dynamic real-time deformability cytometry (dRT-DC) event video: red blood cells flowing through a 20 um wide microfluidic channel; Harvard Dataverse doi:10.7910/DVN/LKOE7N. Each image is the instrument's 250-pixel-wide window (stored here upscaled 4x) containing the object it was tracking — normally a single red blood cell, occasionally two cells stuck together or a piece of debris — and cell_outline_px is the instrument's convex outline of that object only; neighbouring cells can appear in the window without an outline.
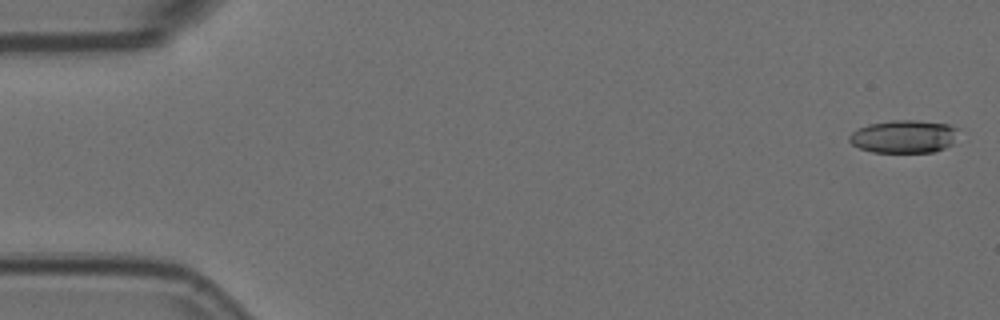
{"species": "Egyptian fruit bat (a non-hibernating species)", "species_latin": "Rousettus aegyptiacus", "temperature_condition": "room temperature", "stored_images_in_passage": 9, "camera_frame_rate_fps": 3000, "um_per_image_px": 0.085, "animal": {"sex": "female"}, "frame": {"image": 1, "passage_image": 1, "time_ms": 0.0, "image_size_px": [1000, 320], "cell_outline_px": [[956, 128], [952, 144], [944, 148], [932, 152], [872, 152], [860, 148], [852, 144], [848, 140], [848, 136], [856, 128], [868, 124], [892, 120], [916, 120], [948, 124]], "centroid_in_image_um": [76.76, 11.6], "position_along_channel_um": 8.2, "area_um2": 20.81}}
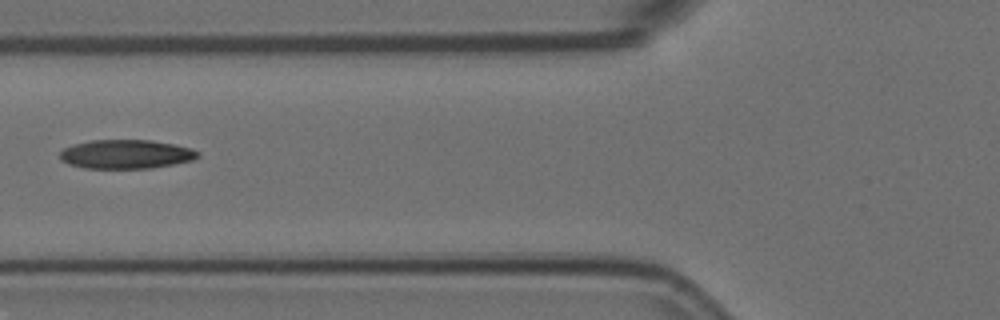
{"frame": {"image": 2, "passage_image": 6, "time_ms": 1.667, "image_size_px": [1000, 320], "cell_outline_px": [[200, 156], [192, 160], [152, 168], [84, 168], [68, 164], [60, 160], [60, 152], [64, 148], [72, 144], [92, 140], [152, 140], [192, 148], [200, 152]], "centroid_in_image_um": [10.7, 13.1], "position_along_channel_um": 115.1, "area_um2": 23.35}}
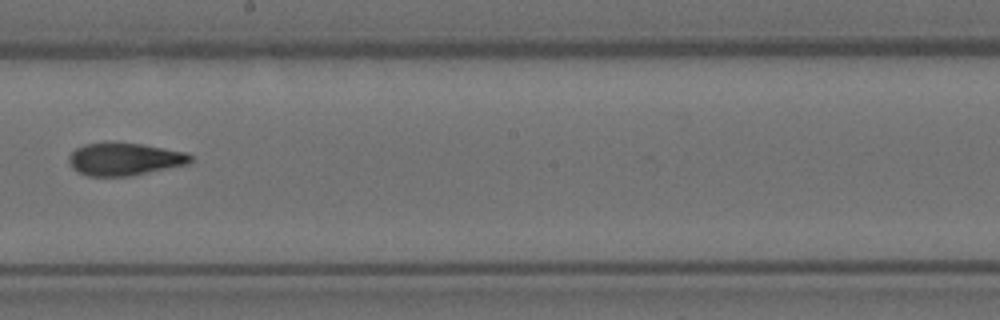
{"frame": {"image": 3, "passage_image": 9, "time_ms": 2.667, "image_size_px": [1000, 320], "cell_outline_px": [[192, 160], [188, 164], [128, 176], [88, 176], [72, 168], [68, 160], [68, 156], [76, 148], [84, 144], [104, 140], [108, 140], [144, 144], [188, 152], [192, 156]], "centroid_in_image_um": [10.57, 13.48], "position_along_channel_um": 237.6, "area_um2": 23.64}}